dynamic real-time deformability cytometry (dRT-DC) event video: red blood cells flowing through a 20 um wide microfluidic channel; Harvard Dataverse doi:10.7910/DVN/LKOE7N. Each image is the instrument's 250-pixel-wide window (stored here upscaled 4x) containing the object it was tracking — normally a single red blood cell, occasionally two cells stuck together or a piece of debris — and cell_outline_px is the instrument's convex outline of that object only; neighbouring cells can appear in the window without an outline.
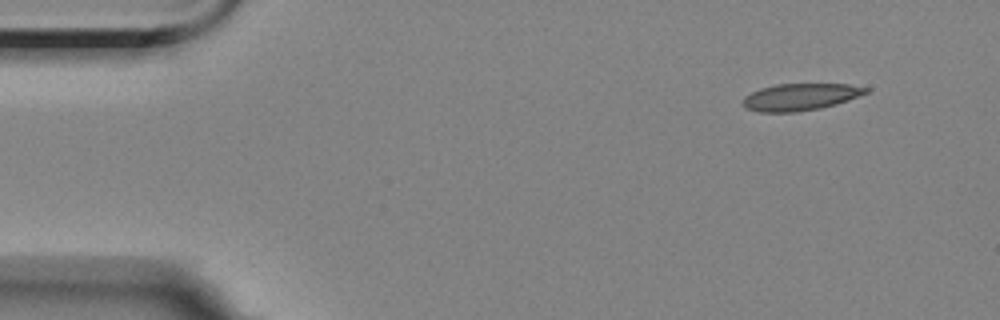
{"species": "Egyptian fruit bat (a non-hibernating species)", "species_latin": "Rousettus aegyptiacus", "temperature_condition": "room temperature", "stored_images_in_passage": 4, "camera_frame_rate_fps": 3000, "um_per_image_px": 0.085, "animal": {"sex": "female"}, "frame": {"image": 1, "passage_image": 1, "time_ms": 0.0, "image_size_px": [1000, 320], "cell_outline_px": [[868, 92], [848, 100], [836, 104], [820, 108], [796, 112], [760, 112], [748, 108], [744, 104], [744, 96], [760, 88], [776, 84], [848, 84], [868, 88]], "centroid_in_image_um": [68.03, 8.23], "position_along_channel_um": 17.0, "area_um2": 19.07}}
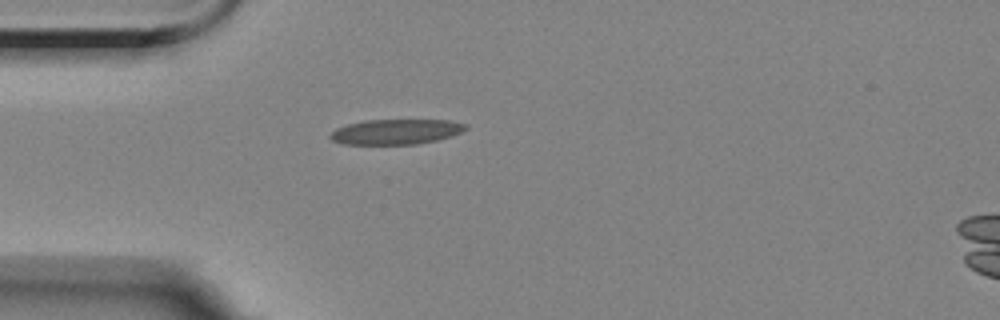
{"frame": {"image": 2, "passage_image": 4, "time_ms": 3.333, "image_size_px": [1000, 320], "cell_outline_px": [[468, 128], [452, 136], [436, 140], [416, 144], [340, 144], [332, 140], [328, 136], [336, 128], [348, 124], [364, 120], [448, 120], [468, 124]], "centroid_in_image_um": [33.65, 11.19], "position_along_channel_um": 51.3, "area_um2": 19.88}}